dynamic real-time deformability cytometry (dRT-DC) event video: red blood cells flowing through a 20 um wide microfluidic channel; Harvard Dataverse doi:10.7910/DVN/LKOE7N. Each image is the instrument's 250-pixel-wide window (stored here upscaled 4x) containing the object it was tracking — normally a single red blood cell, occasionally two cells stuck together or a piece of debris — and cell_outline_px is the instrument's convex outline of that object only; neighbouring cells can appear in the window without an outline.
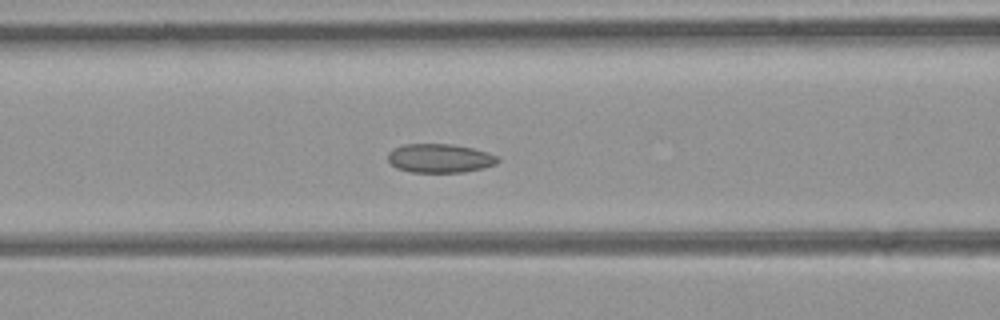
{"species": "common noctule bat (a hibernating species)", "species_latin": "Nyctalus noctula", "temperature_condition": "room temperature", "stored_images_in_passage": 48, "camera_frame_rate_fps": 3000, "um_per_image_px": 0.085, "animal": {"sex": "female", "body_mass_g": 21.9}, "frame": {"image": 1, "passage_image": 19, "time_ms": 6.0, "image_size_px": [1000, 320], "cell_outline_px": [[500, 160], [496, 164], [484, 168], [464, 172], [412, 172], [396, 168], [388, 160], [388, 152], [392, 148], [404, 144], [452, 144], [472, 148], [488, 152], [496, 156]], "centroid_in_image_um": [37.38, 13.45], "position_along_channel_um": 129.2, "area_um2": 18.55}}
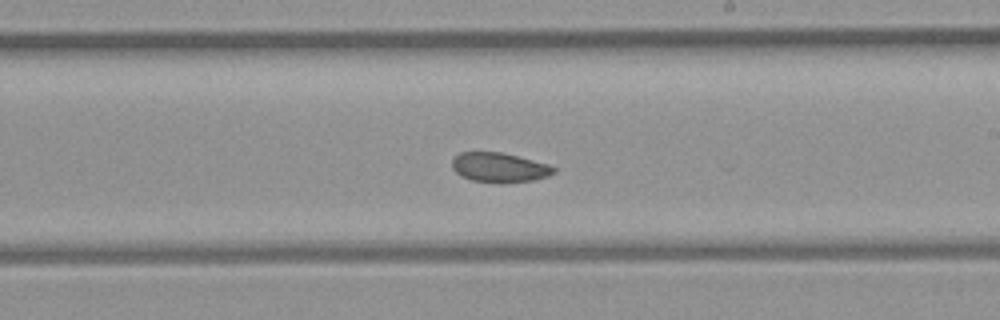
{"frame": {"image": 2, "passage_image": 27, "time_ms": 8.667, "image_size_px": [1000, 320], "cell_outline_px": [[556, 172], [548, 176], [536, 180], [472, 180], [456, 172], [452, 168], [452, 160], [460, 152], [504, 152], [548, 164], [556, 168]], "centroid_in_image_um": [42.47, 14.18], "position_along_channel_um": 246.5, "area_um2": 16.82}}
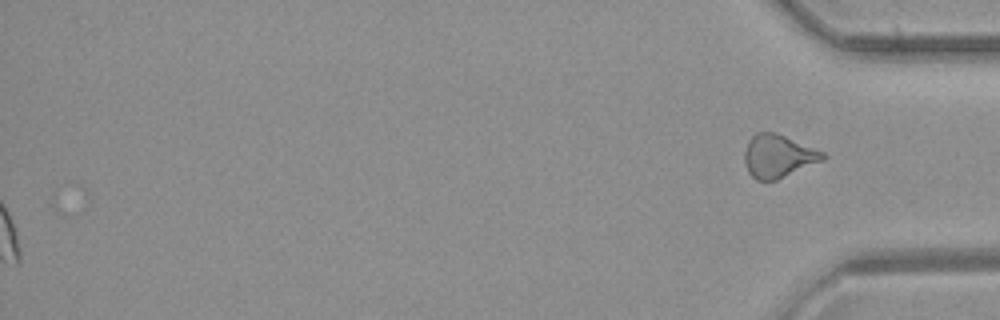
{"frame": {"image": 3, "passage_image": 48, "time_ms": 15.667, "image_size_px": [1000, 320], "cell_outline_px": [[828, 156], [824, 160], [776, 180], [756, 180], [748, 172], [744, 160], [744, 152], [748, 140], [756, 132], [776, 132], [824, 152]], "centroid_in_image_um": [66.14, 13.26], "position_along_channel_um": 369.1, "area_um2": 19.65}, "authors_computed_cell_mechanics": {"area_um2": 19.2474, "velocity_mm_per_s": 4.3991, "shape_relaxation_time_tau1_ms": null, "shape_relaxation_time_tau2_ms": 1.9067, "deformation_change_tau1": null, "deformation_change_tau2": 0.0558}}